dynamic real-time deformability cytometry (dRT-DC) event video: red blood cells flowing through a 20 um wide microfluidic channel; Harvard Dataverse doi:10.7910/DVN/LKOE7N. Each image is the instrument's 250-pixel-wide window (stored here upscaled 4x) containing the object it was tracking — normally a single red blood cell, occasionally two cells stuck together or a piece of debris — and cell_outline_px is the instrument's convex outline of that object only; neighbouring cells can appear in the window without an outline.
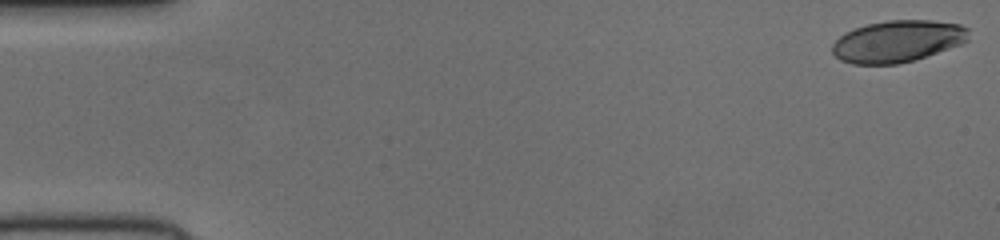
{"species": "human", "species_latin": "Homo sapiens", "temperature_condition": "cold", "stored_images_in_passage": 52, "camera_frame_rate_fps": 3000, "um_per_image_px": 0.085, "donor": {"sex": "female"}, "frame": {"image": 1, "passage_image": 1, "time_ms": 0.0, "image_size_px": [1000, 240], "cell_outline_px": [[968, 40], [960, 44], [912, 60], [896, 64], [852, 64], [840, 60], [832, 52], [832, 44], [844, 32], [868, 24], [888, 20], [932, 20], [960, 24], [968, 28]], "centroid_in_image_um": [76.27, 3.5], "position_along_channel_um": 8.7, "area_um2": 32.95}}
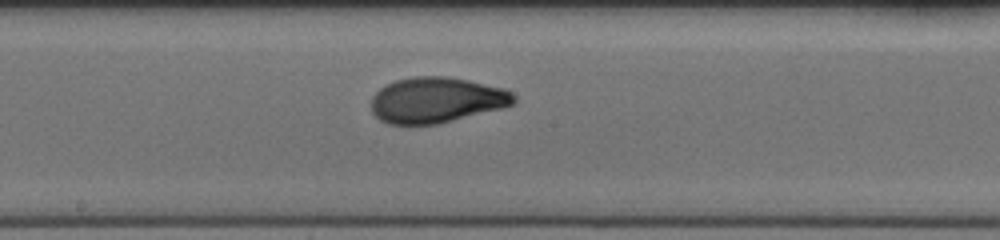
{"frame": {"image": 2, "passage_image": 28, "time_ms": 9.0, "image_size_px": [1000, 240], "cell_outline_px": [[516, 100], [512, 104], [504, 108], [440, 124], [388, 124], [380, 120], [372, 112], [372, 96], [380, 88], [396, 80], [412, 76], [448, 76], [468, 80], [504, 88], [512, 92], [516, 96]], "centroid_in_image_um": [37.12, 8.51], "position_along_channel_um": 211.1, "area_um2": 38.21}}
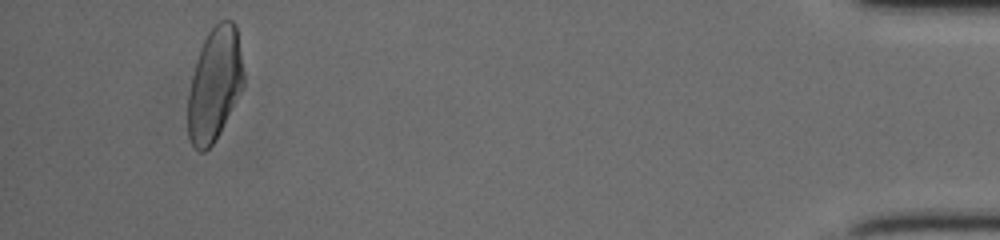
{"frame": {"image": 3, "passage_image": 49, "time_ms": 16.0, "image_size_px": [1000, 240], "cell_outline_px": [[244, 84], [220, 132], [212, 144], [204, 152], [200, 152], [192, 144], [188, 136], [188, 96], [192, 76], [196, 60], [200, 48], [208, 32], [220, 20], [232, 20], [236, 24], [244, 76]], "centroid_in_image_um": [18.24, 7.16], "position_along_channel_um": 417.0, "area_um2": 36.41}}